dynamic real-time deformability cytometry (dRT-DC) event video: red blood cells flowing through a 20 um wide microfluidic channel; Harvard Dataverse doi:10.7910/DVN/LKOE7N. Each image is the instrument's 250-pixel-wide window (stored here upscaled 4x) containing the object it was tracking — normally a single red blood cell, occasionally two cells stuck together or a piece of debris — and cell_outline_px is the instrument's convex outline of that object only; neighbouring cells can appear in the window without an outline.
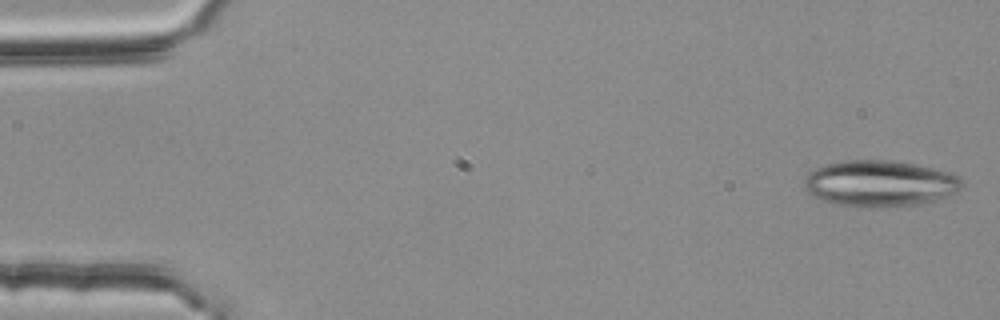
{"species": "common noctule bat (a hibernating species)", "species_latin": "Nyctalus noctula", "temperature_condition": "room temperature", "stored_images_in_passage": 53, "camera_frame_rate_fps": 3000, "um_per_image_px": 0.085, "animal": {"sex": "female", "body_mass_g": 25.1}, "frame": {"image": 1, "passage_image": 1, "time_ms": 0.0, "image_size_px": [1000, 320], "cell_outline_px": [[964, 184], [956, 192], [936, 200], [920, 204], [876, 208], [872, 208], [832, 204], [820, 200], [812, 196], [804, 188], [804, 180], [808, 172], [816, 168], [828, 164], [844, 160], [892, 160], [916, 164], [948, 172], [960, 176]], "centroid_in_image_um": [74.76, 15.6], "position_along_channel_um": 10.2, "area_um2": 42.89}}
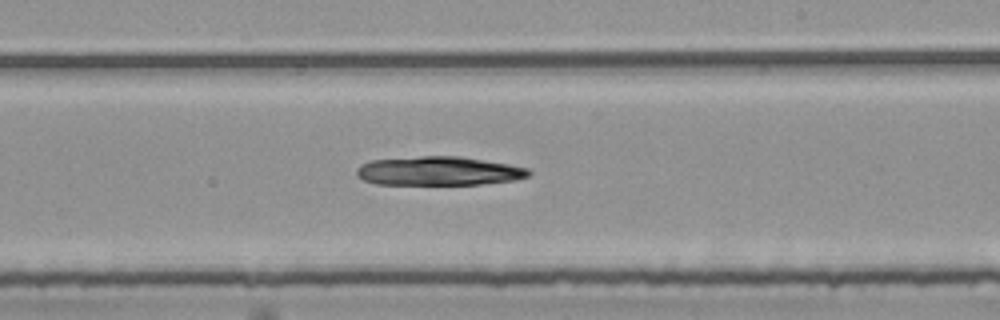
{"frame": {"image": 2, "passage_image": 31, "time_ms": 10.0, "image_size_px": [1000, 320], "cell_outline_px": [[532, 172], [528, 176], [516, 180], [480, 184], [376, 184], [364, 180], [356, 176], [356, 168], [360, 164], [372, 160], [420, 156], [460, 156], [508, 164], [528, 168]], "centroid_in_image_um": [37.27, 14.53], "position_along_channel_um": 251.7, "area_um2": 29.02}}
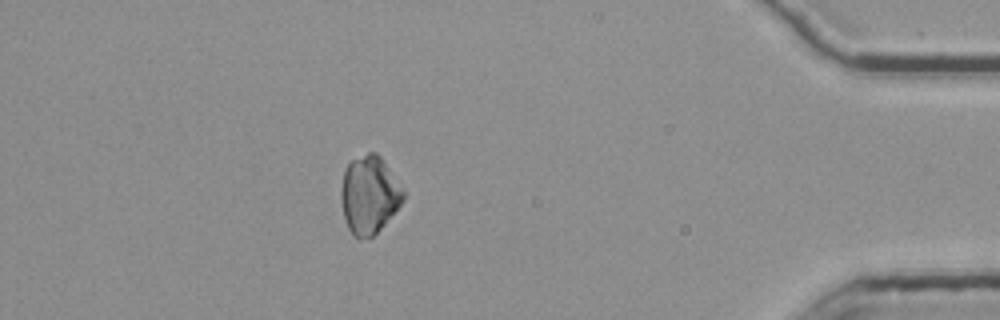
{"frame": {"image": 3, "passage_image": 47, "time_ms": 15.333, "image_size_px": [1000, 320], "cell_outline_px": [[404, 200], [384, 224], [372, 236], [360, 240], [356, 240], [352, 236], [348, 228], [344, 216], [340, 200], [340, 188], [344, 172], [348, 164], [352, 160], [368, 152], [376, 152], [380, 156], [404, 188]], "centroid_in_image_um": [31.37, 16.57], "position_along_channel_um": 403.8, "area_um2": 28.32}}